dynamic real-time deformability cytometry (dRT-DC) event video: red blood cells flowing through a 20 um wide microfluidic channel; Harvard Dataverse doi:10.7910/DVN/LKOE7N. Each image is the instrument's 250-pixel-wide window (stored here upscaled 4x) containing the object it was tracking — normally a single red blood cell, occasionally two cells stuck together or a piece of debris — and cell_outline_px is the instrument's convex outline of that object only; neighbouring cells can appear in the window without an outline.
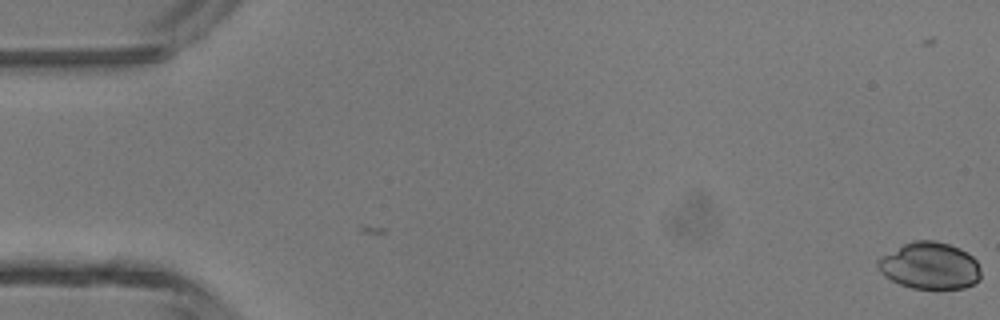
{"species": "common noctule bat (a hibernating species)", "species_latin": "Nyctalus noctula", "temperature_condition": "room temperature", "stored_images_in_passage": 4, "camera_frame_rate_fps": 3000, "um_per_image_px": 0.085, "animal": {"sex": "male", "body_mass_g": 13.3}, "frame": {"image": 1, "passage_image": 4, "time_ms": 1.0, "image_size_px": [1000, 320], "cell_outline_px": [[980, 280], [976, 284], [964, 288], [912, 288], [900, 284], [884, 276], [880, 272], [876, 264], [876, 260], [880, 256], [904, 244], [916, 240], [932, 240], [948, 244], [960, 248], [972, 256], [976, 260], [980, 268]], "centroid_in_image_um": [79.03, 22.59], "position_along_channel_um": 6.0, "area_um2": 28.21}}